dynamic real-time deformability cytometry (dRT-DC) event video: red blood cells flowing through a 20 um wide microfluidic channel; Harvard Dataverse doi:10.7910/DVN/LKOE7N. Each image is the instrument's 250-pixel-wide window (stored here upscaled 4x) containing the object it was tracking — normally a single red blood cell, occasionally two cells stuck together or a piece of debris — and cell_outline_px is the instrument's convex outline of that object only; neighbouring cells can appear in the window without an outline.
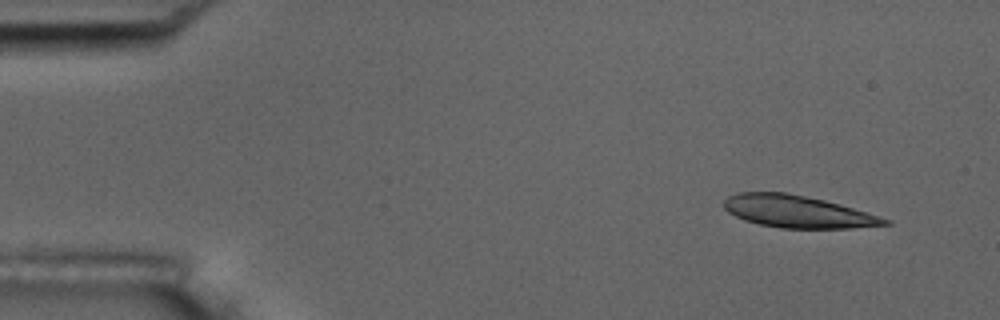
{"species": "common noctule bat (a hibernating species)", "species_latin": "Nyctalus noctula", "temperature_condition": "room temperature", "stored_images_in_passage": 4, "camera_frame_rate_fps": 3000, "um_per_image_px": 0.085, "animal": {"sex": "male", "body_mass_g": 17.5, "forearm_length_mm": 52.3}, "frame": {"image": 1, "passage_image": 1, "time_ms": 0.0, "image_size_px": [1000, 320], "cell_outline_px": [[892, 224], [852, 228], [780, 228], [760, 224], [744, 220], [728, 212], [724, 208], [724, 200], [728, 196], [736, 192], [784, 192], [824, 200], [840, 204], [892, 220]], "centroid_in_image_um": [67.79, 17.98], "position_along_channel_um": 17.2, "area_um2": 30.11}}